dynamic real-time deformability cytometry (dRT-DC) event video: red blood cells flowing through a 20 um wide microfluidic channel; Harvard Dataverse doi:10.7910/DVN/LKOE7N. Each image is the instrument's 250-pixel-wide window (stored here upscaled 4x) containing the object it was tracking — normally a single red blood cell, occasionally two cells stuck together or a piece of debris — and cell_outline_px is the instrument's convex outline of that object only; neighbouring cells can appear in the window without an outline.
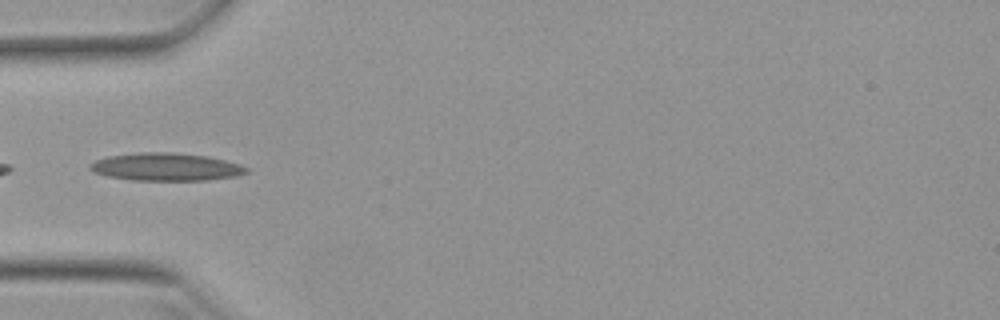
{"species": "Egyptian fruit bat (a non-hibernating species)", "species_latin": "Rousettus aegyptiacus", "temperature_condition": "warm", "stored_images_in_passage": 36, "camera_frame_rate_fps": 3000, "um_per_image_px": 0.085, "animal": {"sex": "female"}, "frame": {"image": 1, "passage_image": 1, "time_ms": 0.0, "image_size_px": [1000, 320], "cell_outline_px": [[248, 172], [236, 176], [208, 180], [132, 180], [108, 176], [96, 172], [88, 168], [88, 164], [96, 160], [108, 156], [140, 152], [172, 152], [208, 156], [240, 164], [248, 168]], "centroid_in_image_um": [14.12, 14.18], "position_along_channel_um": 70.9, "area_um2": 25.26}}
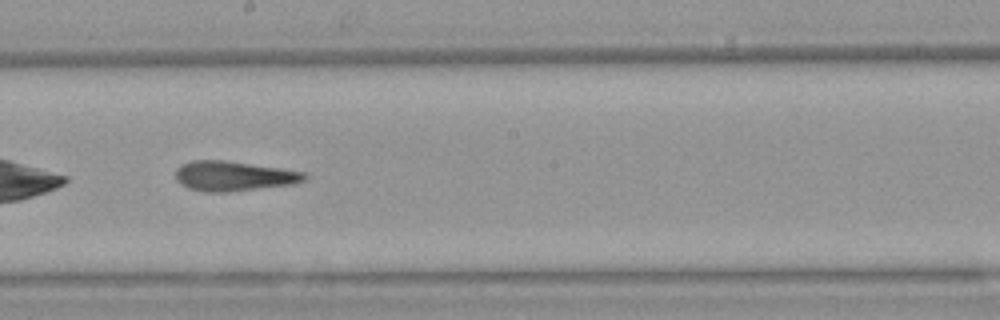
{"frame": {"image": 2, "passage_image": 13, "time_ms": 4.0, "image_size_px": [1000, 320], "cell_outline_px": [[308, 176], [304, 180], [292, 184], [228, 192], [208, 192], [188, 188], [180, 184], [176, 180], [176, 168], [180, 164], [192, 160], [224, 160], [308, 172]], "centroid_in_image_um": [19.84, 14.96], "position_along_channel_um": 228.4, "area_um2": 22.48}}
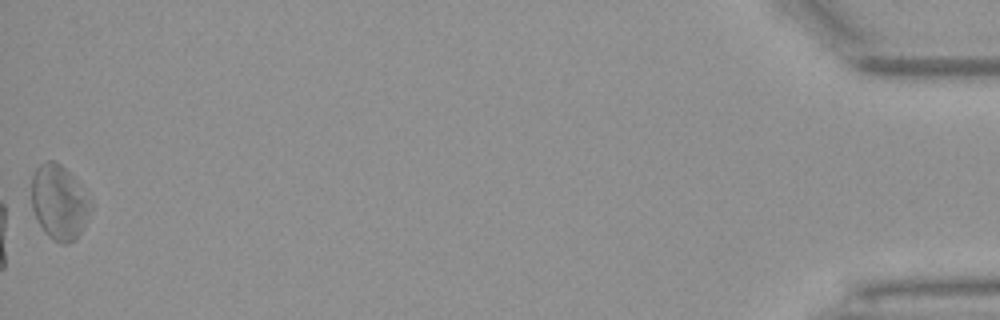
{"frame": {"image": 3, "passage_image": 36, "time_ms": 11.667, "image_size_px": [1000, 320], "cell_outline_px": [[92, 208], [80, 232], [68, 244], [60, 244], [48, 236], [44, 232], [32, 208], [32, 176], [36, 168], [40, 164], [48, 160], [52, 160], [60, 164], [72, 176]], "centroid_in_image_um": [4.97, 17.2], "position_along_channel_um": 430.2, "area_um2": 24.85}, "authors_computed_cell_mechanics": {"area_um2": 22.6865, "velocity_mm_per_s": 3.9295, "shape_relaxation_time_tau1_ms": null, "shape_relaxation_time_tau2_ms": 3.3107, "deformation_change_tau1": null, "deformation_change_tau2": 0.1363}}